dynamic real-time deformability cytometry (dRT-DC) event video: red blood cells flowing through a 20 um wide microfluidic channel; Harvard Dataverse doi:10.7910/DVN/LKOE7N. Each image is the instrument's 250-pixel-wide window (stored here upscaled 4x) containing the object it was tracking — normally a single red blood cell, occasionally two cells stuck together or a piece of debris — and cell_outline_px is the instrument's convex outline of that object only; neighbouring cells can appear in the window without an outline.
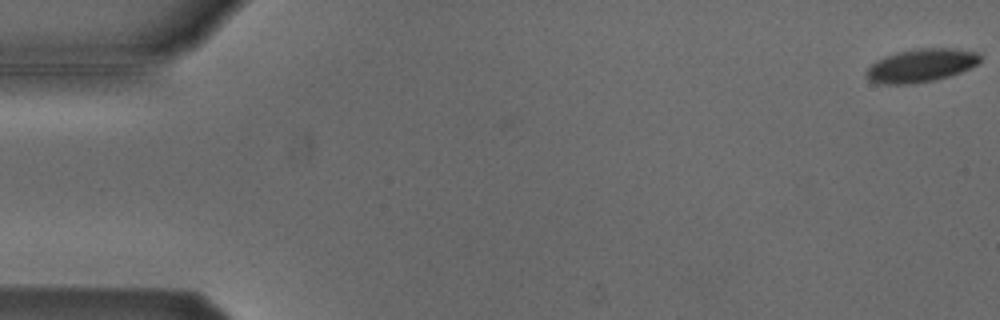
{"species": "Egyptian fruit bat (a non-hibernating species)", "species_latin": "Rousettus aegyptiacus", "temperature_condition": "cold", "stored_images_in_passage": 5, "camera_frame_rate_fps": 3000, "um_per_image_px": 0.085, "animal": {"sex": "male"}, "frame": {"image": 1, "passage_image": 1, "time_ms": 0.0, "image_size_px": [1000, 320], "cell_outline_px": [[980, 60], [976, 64], [960, 72], [948, 76], [932, 80], [908, 84], [880, 84], [868, 80], [864, 72], [876, 60], [884, 56], [896, 52], [916, 48], [956, 48], [980, 52]], "centroid_in_image_um": [78.25, 5.55], "position_along_channel_um": 6.7, "area_um2": 22.08}}